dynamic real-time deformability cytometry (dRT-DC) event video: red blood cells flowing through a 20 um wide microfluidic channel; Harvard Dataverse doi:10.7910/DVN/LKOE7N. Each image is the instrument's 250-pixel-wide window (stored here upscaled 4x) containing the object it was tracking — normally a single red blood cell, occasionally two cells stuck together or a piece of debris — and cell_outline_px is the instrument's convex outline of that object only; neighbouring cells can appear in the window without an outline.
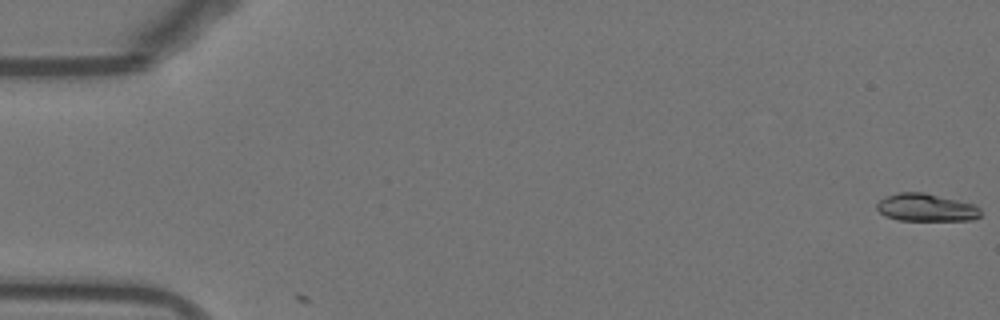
{"species": "Egyptian fruit bat (a non-hibernating species)", "species_latin": "Rousettus aegyptiacus", "temperature_condition": "warm", "stored_images_in_passage": 2, "camera_frame_rate_fps": 3000, "um_per_image_px": 0.085, "animal": {"sex": "female"}, "frame": {"image": 1, "passage_image": 1, "time_ms": 0.0, "image_size_px": [1000, 320], "cell_outline_px": [[980, 216], [972, 220], [900, 220], [884, 216], [876, 208], [876, 204], [884, 196], [900, 192], [924, 192], [976, 204], [980, 208]], "centroid_in_image_um": [78.72, 17.63], "position_along_channel_um": 6.3, "area_um2": 16.88}}